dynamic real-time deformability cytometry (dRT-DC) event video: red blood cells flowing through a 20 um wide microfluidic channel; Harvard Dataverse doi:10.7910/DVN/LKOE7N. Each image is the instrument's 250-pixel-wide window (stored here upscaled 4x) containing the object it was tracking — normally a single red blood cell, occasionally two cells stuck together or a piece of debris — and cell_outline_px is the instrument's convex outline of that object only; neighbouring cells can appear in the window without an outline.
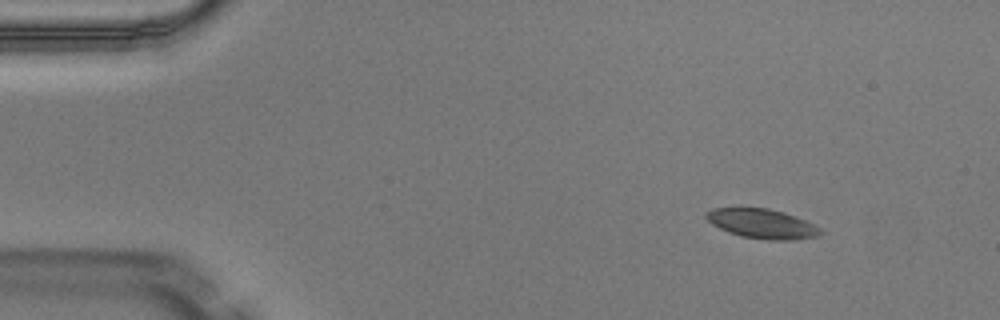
{"species": "Egyptian fruit bat (a non-hibernating species)", "species_latin": "Rousettus aegyptiacus", "temperature_condition": "warm", "stored_images_in_passage": 4, "segment_of_instrument_passage": [1, 2], "camera_frame_rate_fps": 3000, "um_per_image_px": 0.085, "animal": {"sex": "male"}, "frame": {"image": 1, "passage_image": 1, "time_ms": 0.0, "image_size_px": [1000, 320], "cell_outline_px": [[824, 232], [816, 236], [792, 240], [768, 240], [740, 236], [728, 232], [712, 224], [704, 216], [712, 208], [740, 204], [768, 208], [784, 212], [804, 220], [820, 228]], "centroid_in_image_um": [64.69, 18.96], "position_along_channel_um": 20.3, "area_um2": 20.29}}